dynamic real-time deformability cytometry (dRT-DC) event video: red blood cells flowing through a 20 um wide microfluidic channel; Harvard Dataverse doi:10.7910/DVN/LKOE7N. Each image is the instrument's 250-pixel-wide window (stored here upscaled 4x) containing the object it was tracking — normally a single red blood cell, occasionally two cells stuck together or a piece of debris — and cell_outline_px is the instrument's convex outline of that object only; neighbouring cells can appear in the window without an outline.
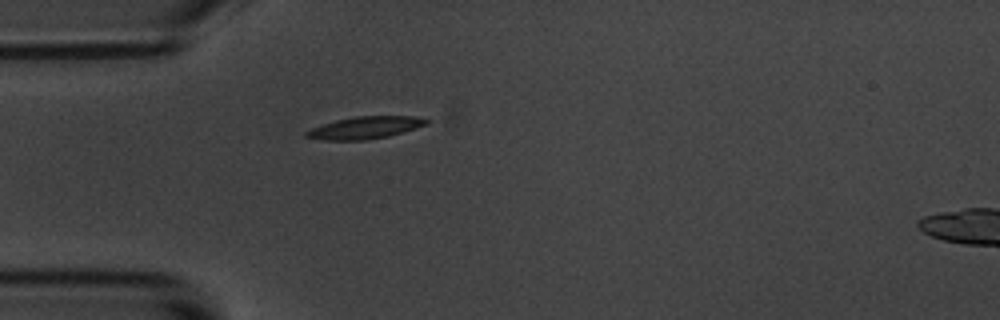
{"species": "common noctule bat (a hibernating species)", "species_latin": "Nyctalus noctula", "temperature_condition": "room temperature", "stored_images_in_passage": 1, "camera_frame_rate_fps": 3000, "um_per_image_px": 0.085, "animal": {"sex": "male", "body_mass_g": 20.1, "forearm_length_mm": 53.5}, "frame": {"image": 1, "passage_image": 1, "time_ms": 0.0, "image_size_px": [1000, 320], "cell_outline_px": [[432, 120], [428, 124], [388, 136], [364, 140], [324, 140], [304, 136], [304, 132], [312, 128], [336, 120], [356, 116], [416, 116]], "centroid_in_image_um": [31.06, 10.84], "position_along_channel_um": 53.9, "area_um2": 15.43}}